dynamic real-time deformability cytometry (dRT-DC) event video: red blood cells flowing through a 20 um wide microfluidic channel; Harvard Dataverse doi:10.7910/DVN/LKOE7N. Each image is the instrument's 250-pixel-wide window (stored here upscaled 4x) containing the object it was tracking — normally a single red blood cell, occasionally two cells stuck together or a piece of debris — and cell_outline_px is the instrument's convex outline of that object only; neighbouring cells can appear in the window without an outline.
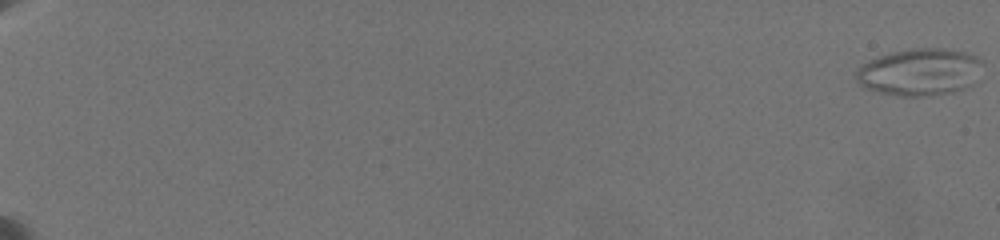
{"species": "common noctule bat (a hibernating species)", "species_latin": "Nyctalus noctula", "temperature_condition": "warm", "stored_images_in_passage": 32, "camera_frame_rate_fps": 3000, "um_per_image_px": 0.085, "animal": {"sex": "female", "body_mass_g": 19.5, "forearm_length_mm": 54.1}, "frame": {"image": 1, "passage_image": 1, "time_ms": 0.0, "image_size_px": [1000, 240], "cell_outline_px": [[984, 60], [972, 84], [964, 88], [952, 92], [932, 96], [900, 96], [876, 92], [860, 84], [856, 76], [856, 72], [868, 60], [892, 52], [912, 48], [944, 48], [964, 52], [976, 56]], "centroid_in_image_um": [78.19, 6.12], "position_along_channel_um": 6.8, "area_um2": 34.56}}
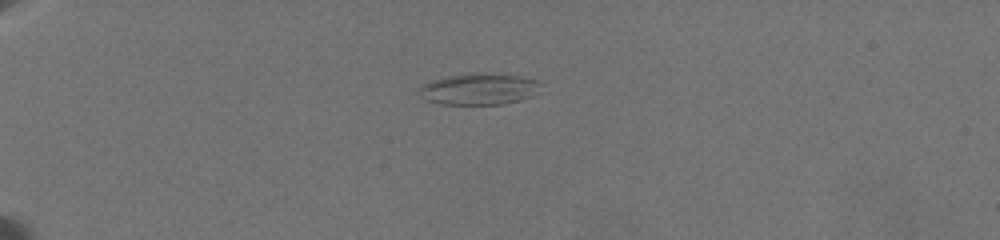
{"frame": {"image": 2, "passage_image": 28, "time_ms": 6.667, "image_size_px": [1000, 240], "cell_outline_px": [[536, 80], [532, 96], [524, 100], [504, 104], [440, 104], [424, 100], [420, 92], [420, 88], [424, 84], [432, 80], [448, 76], [468, 72], [484, 72], [516, 76]], "centroid_in_image_um": [40.63, 7.57], "position_along_channel_um": 44.4, "area_um2": 21.96}}